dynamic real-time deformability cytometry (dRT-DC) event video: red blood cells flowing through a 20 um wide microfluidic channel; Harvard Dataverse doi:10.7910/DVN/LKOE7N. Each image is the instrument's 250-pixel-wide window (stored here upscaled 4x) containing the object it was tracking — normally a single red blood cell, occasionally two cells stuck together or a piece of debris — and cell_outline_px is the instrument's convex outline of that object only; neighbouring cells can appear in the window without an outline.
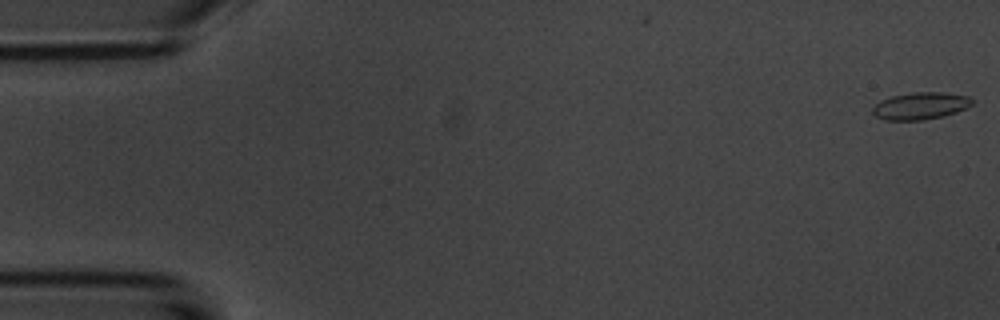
{"species": "common noctule bat (a hibernating species)", "species_latin": "Nyctalus noctula", "temperature_condition": "room temperature", "stored_images_in_passage": 7, "camera_frame_rate_fps": 3000, "um_per_image_px": 0.085, "animal": {"sex": "male", "body_mass_g": 20.1, "forearm_length_mm": 53.5}, "frame": {"image": 1, "passage_image": 1, "time_ms": 0.0, "image_size_px": [1000, 320], "cell_outline_px": [[972, 104], [956, 112], [944, 116], [924, 120], [884, 120], [876, 116], [872, 112], [872, 108], [880, 100], [892, 96], [912, 92], [944, 92], [968, 96], [972, 100]], "centroid_in_image_um": [78.21, 9.0], "position_along_channel_um": 6.8, "area_um2": 15.72}}
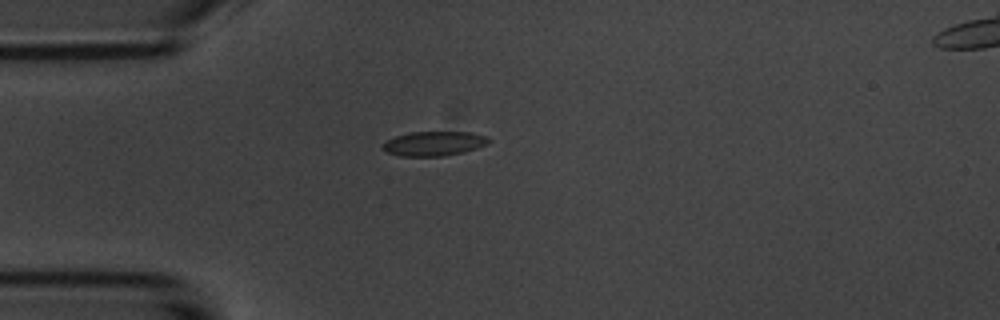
{"frame": {"image": 2, "passage_image": 5, "time_ms": 4.667, "image_size_px": [1000, 320], "cell_outline_px": [[488, 144], [464, 152], [444, 156], [400, 156], [384, 152], [380, 148], [388, 140], [396, 136], [408, 132], [472, 132], [488, 136]], "centroid_in_image_um": [36.87, 12.2], "position_along_channel_um": 48.1, "area_um2": 15.2}}